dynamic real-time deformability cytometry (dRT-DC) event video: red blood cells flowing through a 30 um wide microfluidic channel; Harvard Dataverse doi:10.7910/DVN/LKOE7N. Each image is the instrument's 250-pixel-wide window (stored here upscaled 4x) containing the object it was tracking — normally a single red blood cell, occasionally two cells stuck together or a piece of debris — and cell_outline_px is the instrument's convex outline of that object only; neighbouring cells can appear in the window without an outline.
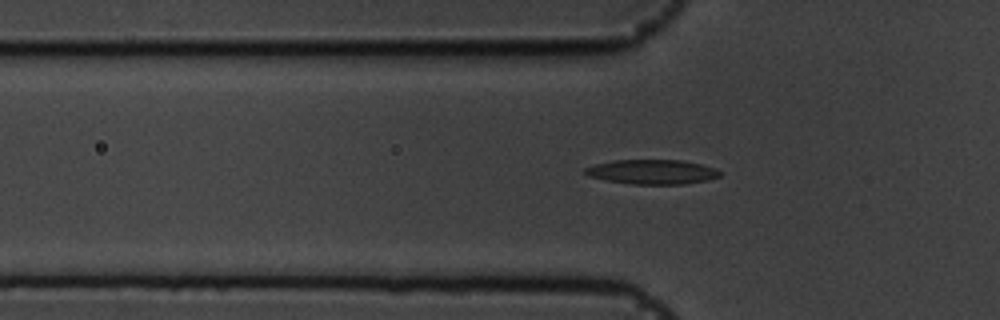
{"species": "common noctule bat (a hibernating species)", "species_latin": "Nyctalus noctula", "temperature_condition": "cold", "stored_images_in_passage": 38, "camera_frame_rate_fps": 3000, "um_per_image_px": 0.085, "animal": {"sex": "male", "body_mass_g": 19.5, "forearm_length_mm": 54.6}, "frame": {"image": 1, "passage_image": 5, "time_ms": 1.333, "image_size_px": [1000, 320], "cell_outline_px": [[720, 176], [708, 180], [684, 184], [632, 184], [608, 180], [588, 176], [584, 172], [584, 168], [596, 164], [612, 160], [684, 160], [716, 168], [720, 172]], "centroid_in_image_um": [55.45, 14.6], "position_along_channel_um": 70.4, "area_um2": 19.25}}
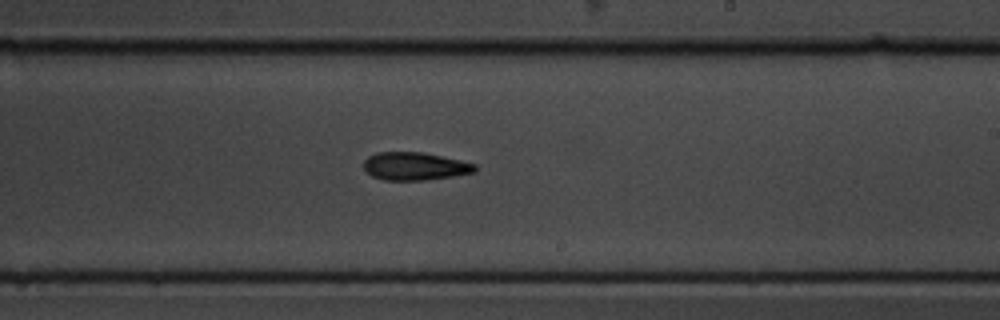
{"frame": {"image": 2, "passage_image": 20, "time_ms": 6.333, "image_size_px": [1000, 320], "cell_outline_px": [[476, 172], [452, 176], [424, 180], [384, 180], [372, 176], [364, 168], [364, 160], [368, 156], [376, 152], [424, 152], [460, 160], [476, 164]], "centroid_in_image_um": [35.26, 14.12], "position_along_channel_um": 253.7, "area_um2": 18.09}}
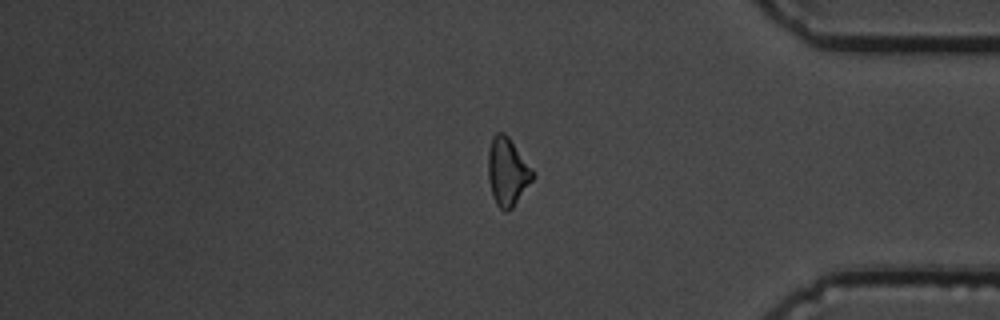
{"frame": {"image": 3, "passage_image": 33, "time_ms": 10.667, "image_size_px": [1000, 320], "cell_outline_px": [[536, 176], [512, 208], [508, 212], [504, 212], [496, 204], [492, 196], [488, 180], [488, 152], [492, 136], [496, 132], [504, 132], [508, 136], [536, 172]], "centroid_in_image_um": [43.14, 14.6], "position_along_channel_um": 392.1, "area_um2": 18.03}}